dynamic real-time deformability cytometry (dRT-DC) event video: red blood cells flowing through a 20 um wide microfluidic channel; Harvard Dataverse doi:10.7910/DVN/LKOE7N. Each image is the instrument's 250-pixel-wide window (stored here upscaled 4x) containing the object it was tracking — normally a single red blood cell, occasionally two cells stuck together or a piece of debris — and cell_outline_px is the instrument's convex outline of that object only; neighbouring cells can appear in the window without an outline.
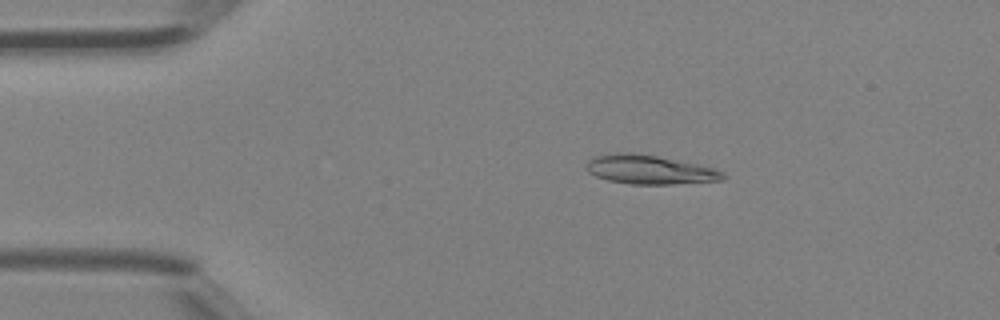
{"species": "Egyptian fruit bat (a non-hibernating species)", "species_latin": "Rousettus aegyptiacus", "temperature_condition": "room temperature", "stored_images_in_passage": 4, "camera_frame_rate_fps": 3000, "um_per_image_px": 0.085, "animal": {"sex": "female"}, "frame": {"image": 1, "passage_image": 3, "time_ms": 0.667, "image_size_px": [1000, 320], "cell_outline_px": [[728, 176], [724, 180], [672, 184], [632, 184], [608, 180], [596, 176], [588, 172], [584, 168], [588, 160], [592, 156], [612, 152], [632, 152], [656, 156], [716, 168], [724, 172]], "centroid_in_image_um": [55.2, 14.41], "position_along_channel_um": 29.8, "area_um2": 23.35}}